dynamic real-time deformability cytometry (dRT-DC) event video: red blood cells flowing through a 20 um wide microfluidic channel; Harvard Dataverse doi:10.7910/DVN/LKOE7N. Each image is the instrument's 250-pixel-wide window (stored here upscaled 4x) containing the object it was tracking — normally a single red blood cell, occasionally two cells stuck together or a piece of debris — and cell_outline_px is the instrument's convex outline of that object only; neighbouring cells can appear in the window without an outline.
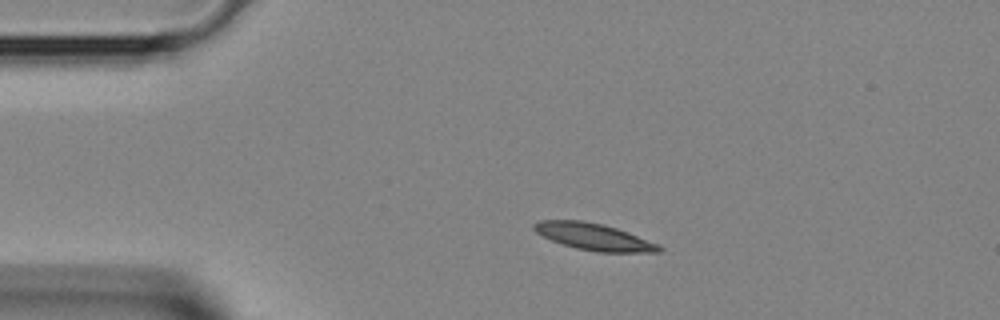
{"species": "Egyptian fruit bat (a non-hibernating species)", "species_latin": "Rousettus aegyptiacus", "temperature_condition": "room temperature", "stored_images_in_passage": 4, "camera_frame_rate_fps": 3000, "um_per_image_px": 0.085, "animal": {"sex": "female"}, "frame": {"image": 1, "passage_image": 1, "time_ms": 0.0, "image_size_px": [1000, 320], "cell_outline_px": [[664, 248], [660, 252], [596, 252], [576, 248], [552, 240], [536, 232], [532, 228], [532, 224], [540, 220], [580, 220], [604, 224], [628, 232], [656, 244]], "centroid_in_image_um": [50.45, 20.12], "position_along_channel_um": 34.6, "area_um2": 19.31}}
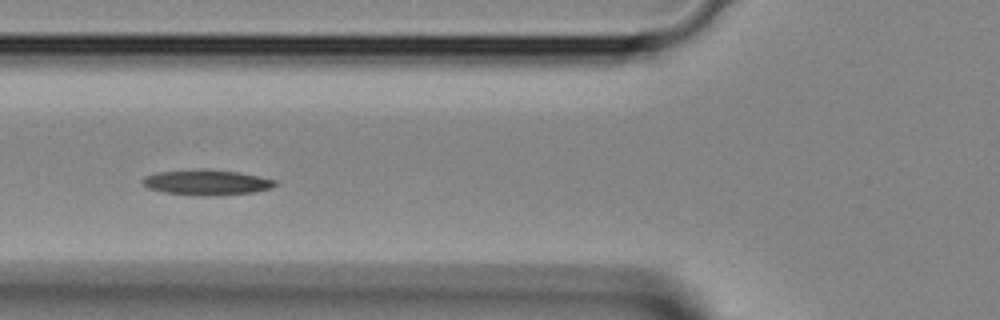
{"frame": {"image": 2, "passage_image": 3, "time_ms": 0.667, "image_size_px": [1000, 320], "cell_outline_px": [[276, 184], [272, 188], [252, 192], [208, 196], [196, 196], [164, 192], [148, 188], [140, 180], [144, 176], [156, 172], [200, 168], [204, 168], [236, 172], [276, 180]], "centroid_in_image_um": [17.5, 15.49], "position_along_channel_um": 108.3, "area_um2": 19.65}}
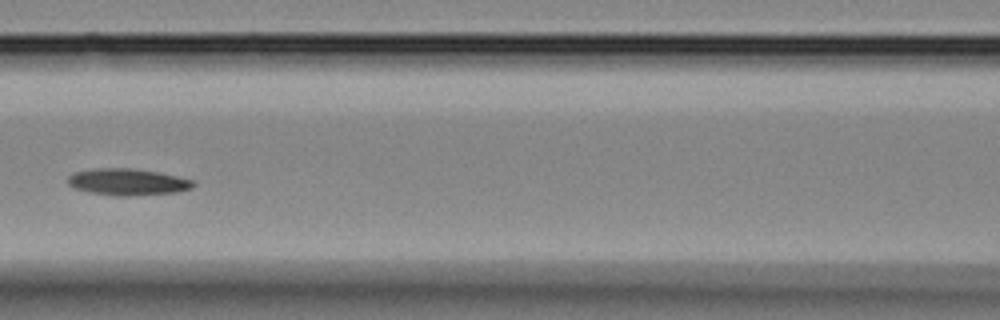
{"frame": {"image": 3, "passage_image": 4, "time_ms": 1.0, "image_size_px": [1000, 320], "cell_outline_px": [[196, 184], [192, 188], [176, 192], [128, 196], [112, 196], [88, 192], [76, 188], [68, 184], [68, 176], [72, 172], [96, 168], [132, 168], [160, 172], [196, 180]], "centroid_in_image_um": [10.87, 15.46], "position_along_channel_um": 155.7, "area_um2": 19.77}}